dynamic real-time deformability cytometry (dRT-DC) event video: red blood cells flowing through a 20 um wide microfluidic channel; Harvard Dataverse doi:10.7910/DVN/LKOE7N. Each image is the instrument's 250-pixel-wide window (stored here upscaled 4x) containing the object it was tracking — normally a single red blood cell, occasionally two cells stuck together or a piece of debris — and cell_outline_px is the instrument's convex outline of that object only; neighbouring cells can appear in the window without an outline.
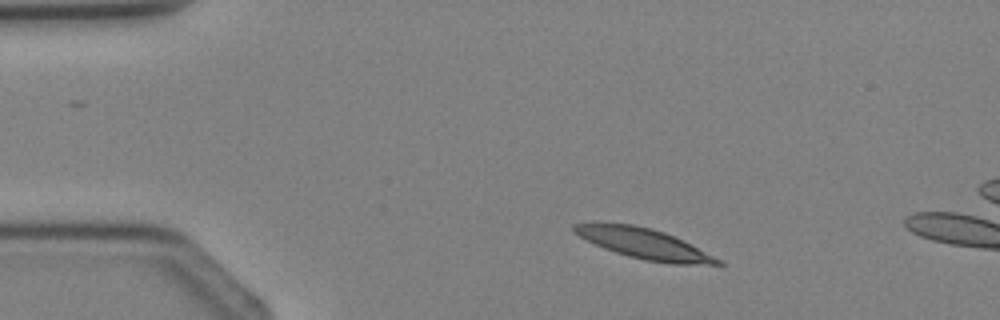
{"species": "Egyptian fruit bat (a non-hibernating species)", "species_latin": "Rousettus aegyptiacus", "temperature_condition": "cold", "stored_images_in_passage": 3, "camera_frame_rate_fps": 3000, "um_per_image_px": 0.085, "animal": {"sex": "female"}, "frame": {"image": 1, "passage_image": 1, "time_ms": 0.0, "image_size_px": [1000, 320], "cell_outline_px": [[724, 264], [672, 264], [644, 260], [628, 256], [604, 248], [572, 232], [572, 224], [596, 220], [600, 220], [632, 224], [652, 228], [664, 232], [684, 240], [724, 260]], "centroid_in_image_um": [54.7, 20.66], "position_along_channel_um": 30.3, "area_um2": 26.07}}